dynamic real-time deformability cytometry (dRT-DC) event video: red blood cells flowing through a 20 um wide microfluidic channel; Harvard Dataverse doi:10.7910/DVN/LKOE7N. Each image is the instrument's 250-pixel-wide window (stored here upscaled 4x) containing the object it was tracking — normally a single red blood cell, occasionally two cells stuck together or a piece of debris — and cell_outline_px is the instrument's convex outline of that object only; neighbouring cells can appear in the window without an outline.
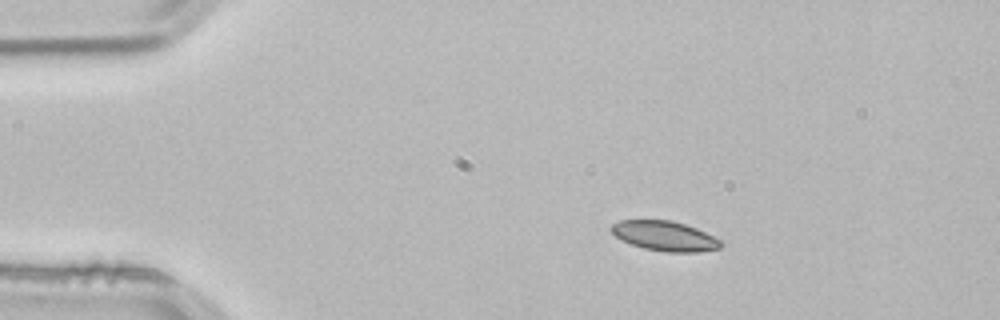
{"species": "common noctule bat (a hibernating species)", "species_latin": "Nyctalus noctula", "temperature_condition": "room temperature", "stored_images_in_passage": 45, "camera_frame_rate_fps": 3000, "um_per_image_px": 0.085, "animal": {"sex": "male", "body_mass_g": 21.5, "forearm_length_mm": 52.0}, "frame": {"image": 1, "passage_image": 1, "time_ms": 0.0, "image_size_px": [1000, 320], "cell_outline_px": [[724, 244], [720, 248], [700, 252], [668, 252], [644, 248], [632, 244], [616, 236], [608, 228], [612, 224], [620, 220], [672, 220], [696, 228], [720, 240]], "centroid_in_image_um": [56.51, 20.05], "position_along_channel_um": 28.5, "area_um2": 18.9}}
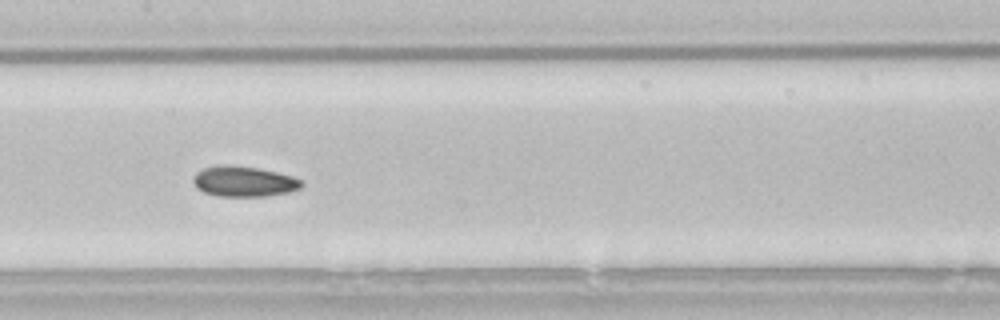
{"frame": {"image": 2, "passage_image": 18, "time_ms": 5.667, "image_size_px": [1000, 320], "cell_outline_px": [[304, 184], [300, 188], [288, 192], [268, 196], [216, 196], [204, 192], [196, 188], [192, 180], [192, 176], [196, 172], [204, 168], [260, 168], [292, 176], [300, 180]], "centroid_in_image_um": [20.75, 15.48], "position_along_channel_um": 186.7, "area_um2": 18.5}}
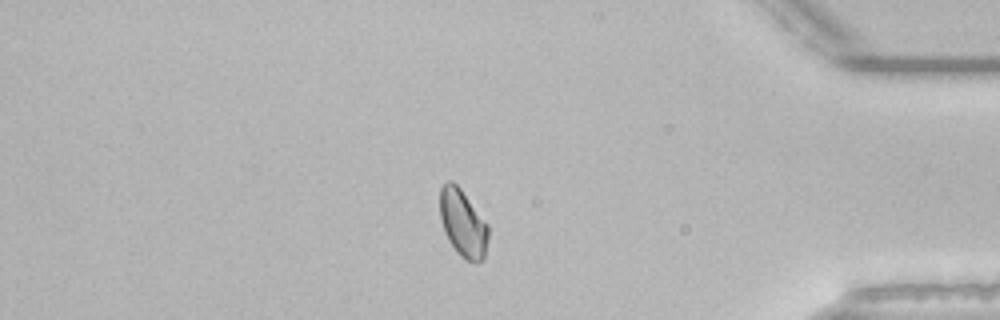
{"frame": {"image": 3, "passage_image": 37, "time_ms": 12.0, "image_size_px": [1000, 320], "cell_outline_px": [[488, 240], [484, 256], [476, 264], [464, 260], [456, 252], [448, 240], [444, 232], [440, 216], [440, 188], [448, 180], [452, 180], [460, 188], [488, 224]], "centroid_in_image_um": [39.34, 19.0], "position_along_channel_um": 395.9, "area_um2": 19.07}, "authors_computed_cell_mechanics": {"area_um2": 18.9006, "velocity_mm_per_s": 3.82, "shape_relaxation_time_tau1_ms": null, "shape_relaxation_time_tau2_ms": 6.3287, "deformation_change_tau1": null, "deformation_change_tau2": 0.0755}}